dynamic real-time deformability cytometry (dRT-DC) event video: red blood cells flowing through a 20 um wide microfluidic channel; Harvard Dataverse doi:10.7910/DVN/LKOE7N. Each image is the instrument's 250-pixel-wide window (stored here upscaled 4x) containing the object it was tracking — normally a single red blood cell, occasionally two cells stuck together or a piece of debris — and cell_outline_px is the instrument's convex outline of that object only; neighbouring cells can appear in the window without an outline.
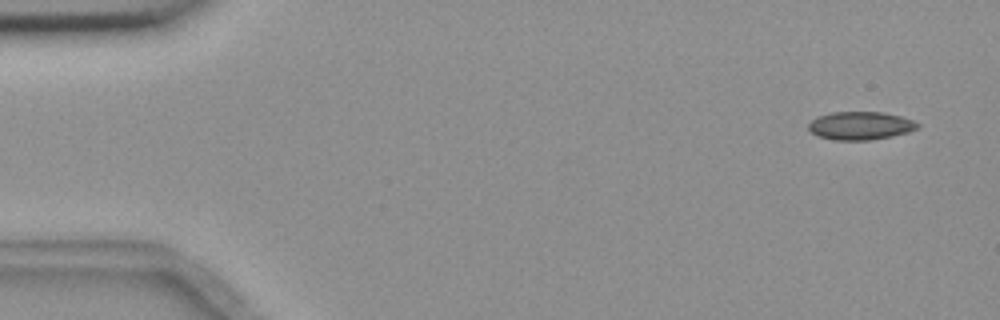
{"species": "common noctule bat (a hibernating species)", "species_latin": "Nyctalus noctula", "temperature_condition": "room temperature", "stored_images_in_passage": 9, "camera_frame_rate_fps": 3000, "um_per_image_px": 0.085, "animal": {"sex": "female", "body_mass_g": 18.4}, "frame": {"image": 1, "passage_image": 1, "time_ms": 0.0, "image_size_px": [1000, 320], "cell_outline_px": [[920, 128], [908, 132], [892, 136], [868, 140], [836, 140], [820, 136], [812, 132], [808, 128], [808, 124], [816, 116], [832, 112], [884, 112], [900, 116], [912, 120], [920, 124]], "centroid_in_image_um": [73.15, 10.67], "position_along_channel_um": 11.8, "area_um2": 17.86}}
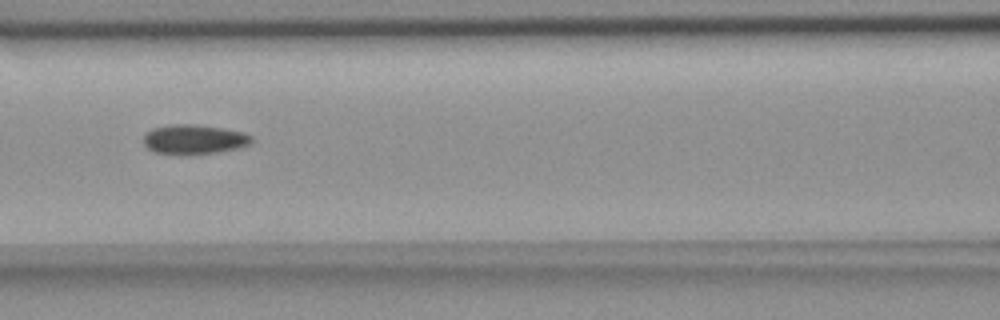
{"frame": {"image": 2, "passage_image": 7, "time_ms": 7.0, "image_size_px": [1000, 320], "cell_outline_px": [[252, 140], [248, 144], [236, 148], [216, 152], [184, 156], [156, 152], [148, 148], [144, 144], [144, 136], [152, 128], [172, 124], [196, 124], [244, 132], [252, 136]], "centroid_in_image_um": [16.47, 11.85], "position_along_channel_um": 150.1, "area_um2": 18.61}}
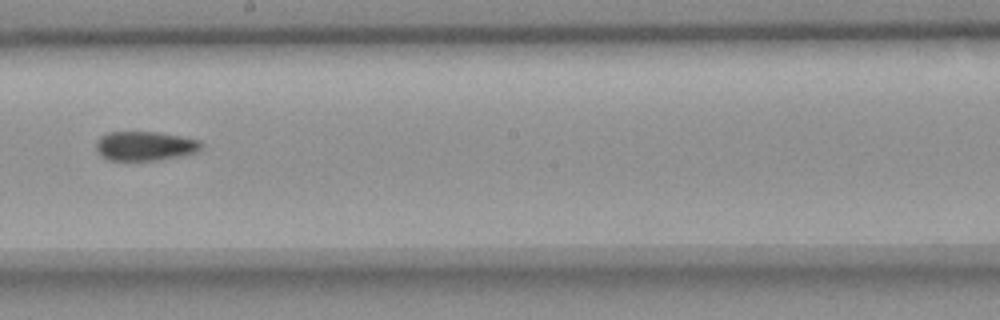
{"frame": {"image": 3, "passage_image": 9, "time_ms": 9.333, "image_size_px": [1000, 320], "cell_outline_px": [[204, 144], [200, 152], [180, 156], [156, 160], [108, 160], [100, 156], [96, 152], [96, 140], [100, 136], [108, 132], [156, 132], [180, 136], [200, 140]], "centroid_in_image_um": [12.33, 12.41], "position_along_channel_um": 235.9, "area_um2": 18.21}}